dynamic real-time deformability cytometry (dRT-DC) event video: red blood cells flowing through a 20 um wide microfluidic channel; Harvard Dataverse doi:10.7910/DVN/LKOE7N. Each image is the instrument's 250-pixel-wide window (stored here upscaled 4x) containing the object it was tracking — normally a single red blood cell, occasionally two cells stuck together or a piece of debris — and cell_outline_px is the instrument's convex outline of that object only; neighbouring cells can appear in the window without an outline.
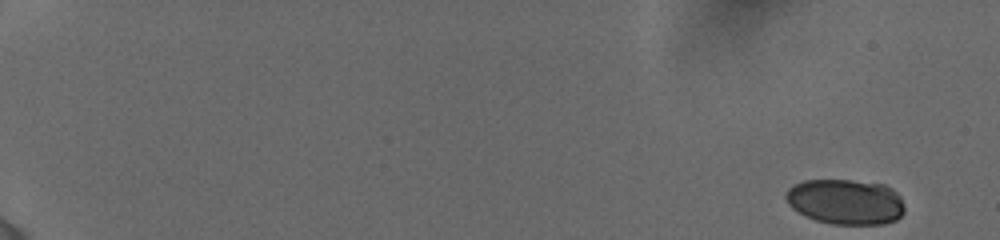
{"species": "human", "species_latin": "Homo sapiens", "temperature_condition": "cold", "stored_images_in_passage": 33, "camera_frame_rate_fps": 3000, "um_per_image_px": 0.085, "donor": {"sex": "female"}, "frame": {"image": 1, "passage_image": 1, "time_ms": 0.0, "image_size_px": [1000, 240], "cell_outline_px": [[904, 212], [896, 220], [884, 224], [832, 224], [816, 220], [792, 208], [788, 204], [784, 196], [788, 188], [792, 184], [804, 180], [852, 180], [884, 184], [892, 188], [900, 196], [904, 204]], "centroid_in_image_um": [71.88, 17.14], "position_along_channel_um": 13.1, "area_um2": 31.56}}
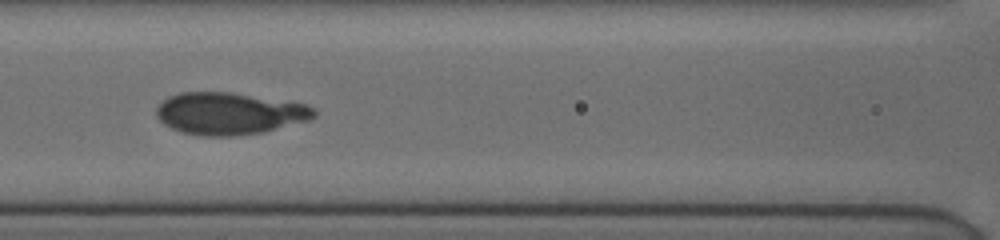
{"frame": {"image": 2, "passage_image": 18, "time_ms": 8.667, "image_size_px": [1000, 240], "cell_outline_px": [[316, 116], [308, 120], [264, 132], [232, 136], [204, 136], [184, 132], [172, 128], [164, 124], [156, 116], [156, 108], [168, 96], [180, 92], [228, 92], [308, 104], [316, 108]], "centroid_in_image_um": [19.51, 9.64], "position_along_channel_um": 147.1, "area_um2": 38.55}}
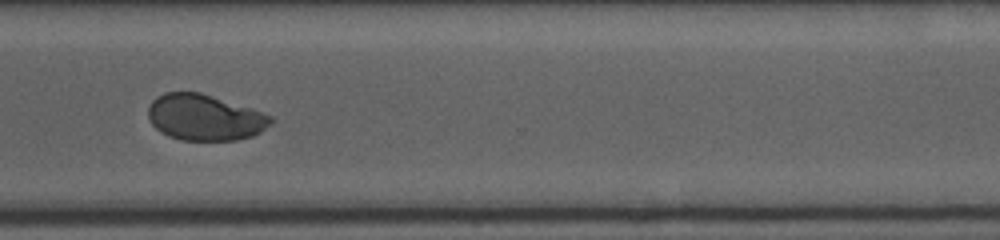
{"frame": {"image": 3, "passage_image": 32, "time_ms": 14.0, "image_size_px": [1000, 240], "cell_outline_px": [[272, 124], [260, 132], [252, 136], [240, 140], [180, 140], [168, 136], [160, 132], [152, 124], [148, 116], [148, 108], [152, 100], [156, 96], [164, 92], [200, 92], [252, 108], [272, 116]], "centroid_in_image_um": [17.4, 9.98], "position_along_channel_um": 353.2, "area_um2": 33.12}}